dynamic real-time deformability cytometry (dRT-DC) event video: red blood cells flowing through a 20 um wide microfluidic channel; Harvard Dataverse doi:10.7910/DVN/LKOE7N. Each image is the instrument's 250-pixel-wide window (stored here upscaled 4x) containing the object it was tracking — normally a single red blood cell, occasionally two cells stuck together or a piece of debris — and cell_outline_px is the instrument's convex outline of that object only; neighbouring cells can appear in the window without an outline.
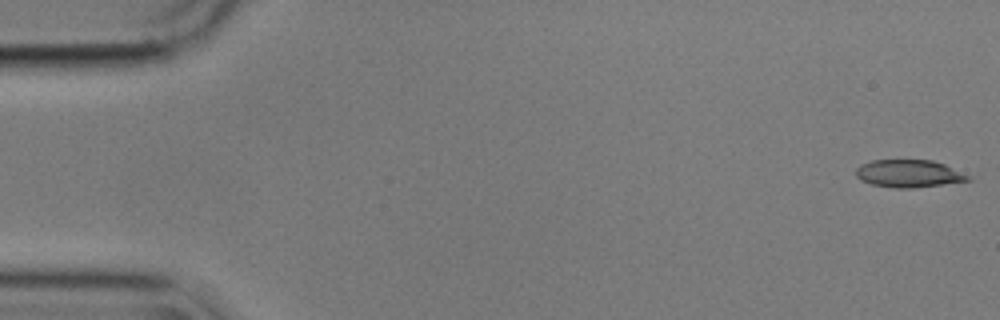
{"species": "common noctule bat (a hibernating species)", "species_latin": "Nyctalus noctula", "temperature_condition": "cold", "stored_images_in_passage": 10, "camera_frame_rate_fps": 3000, "um_per_image_px": 0.085, "animal": {"sex": "male", "body_mass_g": 17.9}, "frame": {"image": 1, "passage_image": 1, "time_ms": 0.0, "image_size_px": [1000, 320], "cell_outline_px": [[972, 180], [944, 184], [912, 188], [896, 188], [872, 184], [860, 180], [856, 176], [856, 168], [860, 164], [872, 160], [932, 160], [944, 164], [968, 176]], "centroid_in_image_um": [77.2, 14.75], "position_along_channel_um": 7.8, "area_um2": 17.86}}